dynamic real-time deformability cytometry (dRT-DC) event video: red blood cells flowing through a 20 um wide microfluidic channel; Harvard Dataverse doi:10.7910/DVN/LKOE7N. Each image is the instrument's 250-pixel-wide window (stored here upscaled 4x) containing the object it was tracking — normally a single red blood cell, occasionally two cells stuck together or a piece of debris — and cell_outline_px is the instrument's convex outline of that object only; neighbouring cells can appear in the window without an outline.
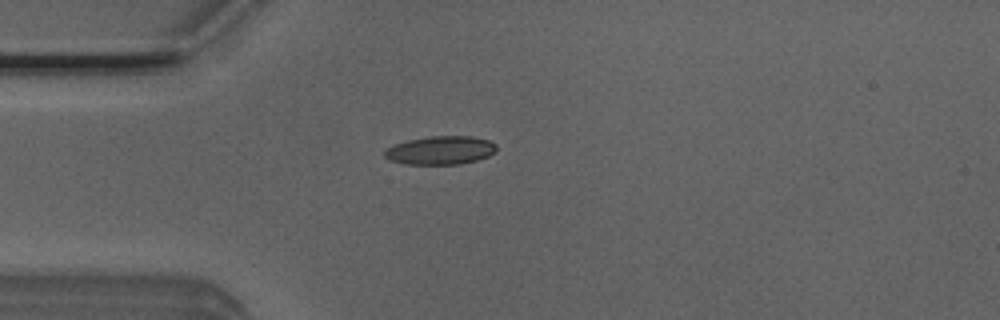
{"species": "Egyptian fruit bat (a non-hibernating species)", "species_latin": "Rousettus aegyptiacus", "temperature_condition": "room temperature", "stored_images_in_passage": 4, "camera_frame_rate_fps": 3000, "um_per_image_px": 0.085, "animal": {"sex": "male"}, "frame": {"image": 1, "passage_image": 4, "time_ms": 1.0, "image_size_px": [1000, 320], "cell_outline_px": [[496, 148], [488, 156], [476, 160], [460, 164], [404, 164], [392, 160], [384, 156], [384, 152], [392, 144], [408, 140], [428, 136], [472, 136], [488, 140], [496, 144]], "centroid_in_image_um": [37.42, 12.77], "position_along_channel_um": 47.6, "area_um2": 18.44}}